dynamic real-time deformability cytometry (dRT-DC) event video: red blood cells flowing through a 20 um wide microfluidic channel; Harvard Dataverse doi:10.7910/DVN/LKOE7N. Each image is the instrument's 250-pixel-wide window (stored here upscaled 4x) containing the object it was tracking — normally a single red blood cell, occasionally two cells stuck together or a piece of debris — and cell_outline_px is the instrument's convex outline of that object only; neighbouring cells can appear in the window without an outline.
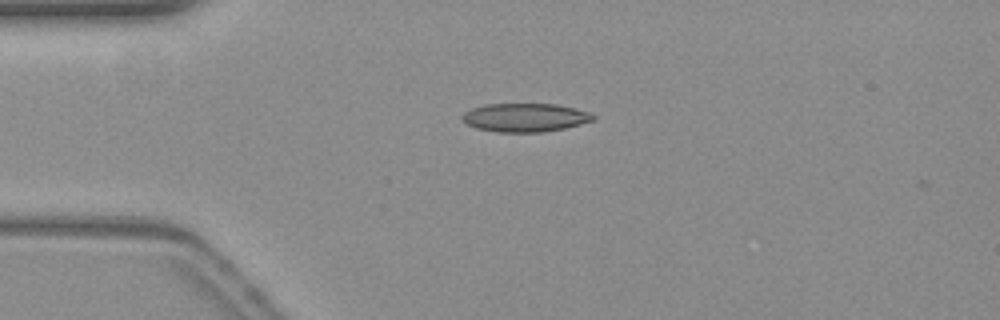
{"species": "common noctule bat (a hibernating species)", "species_latin": "Nyctalus noctula", "temperature_condition": "warm", "stored_images_in_passage": 2, "camera_frame_rate_fps": 3000, "um_per_image_px": 0.085, "animal": {"sex": "female", "body_mass_g": 19.3, "forearm_length_mm": 54.1}, "frame": {"image": 1, "passage_image": 1, "time_ms": 0.0, "image_size_px": [1000, 320], "cell_outline_px": [[596, 116], [592, 120], [564, 128], [540, 132], [500, 132], [476, 128], [468, 124], [464, 120], [464, 112], [472, 108], [484, 104], [556, 104], [576, 108], [588, 112]], "centroid_in_image_um": [44.63, 9.98], "position_along_channel_um": 40.4, "area_um2": 21.44}}